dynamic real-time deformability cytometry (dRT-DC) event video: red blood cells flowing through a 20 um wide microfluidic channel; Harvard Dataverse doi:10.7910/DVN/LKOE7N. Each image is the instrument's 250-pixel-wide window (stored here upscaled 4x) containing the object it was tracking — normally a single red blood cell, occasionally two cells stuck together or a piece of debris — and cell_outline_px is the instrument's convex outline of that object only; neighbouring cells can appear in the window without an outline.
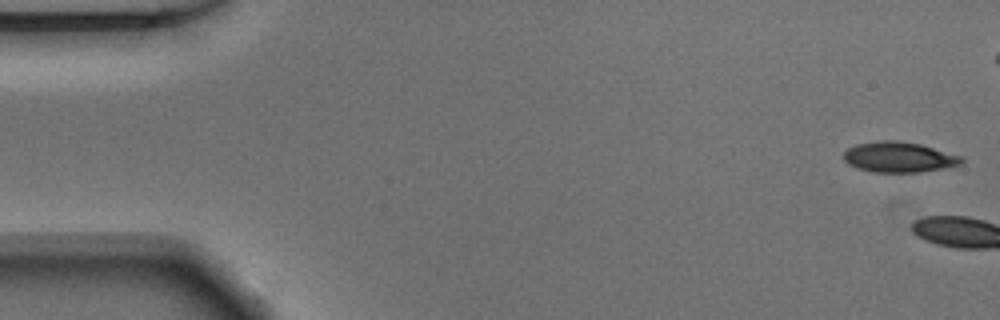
{"species": "Egyptian fruit bat (a non-hibernating species)", "species_latin": "Rousettus aegyptiacus", "temperature_condition": "warm", "stored_images_in_passage": 3, "camera_frame_rate_fps": 3000, "um_per_image_px": 0.085, "animal": {"sex": "male"}, "frame": {"image": 1, "passage_image": 1, "time_ms": 0.0, "image_size_px": [1000, 320], "cell_outline_px": [[964, 164], [944, 168], [920, 172], [872, 172], [856, 168], [848, 164], [844, 160], [844, 152], [848, 148], [856, 144], [880, 140], [900, 140], [920, 144], [964, 156]], "centroid_in_image_um": [76.44, 13.35], "position_along_channel_um": 8.6, "area_um2": 21.21}}